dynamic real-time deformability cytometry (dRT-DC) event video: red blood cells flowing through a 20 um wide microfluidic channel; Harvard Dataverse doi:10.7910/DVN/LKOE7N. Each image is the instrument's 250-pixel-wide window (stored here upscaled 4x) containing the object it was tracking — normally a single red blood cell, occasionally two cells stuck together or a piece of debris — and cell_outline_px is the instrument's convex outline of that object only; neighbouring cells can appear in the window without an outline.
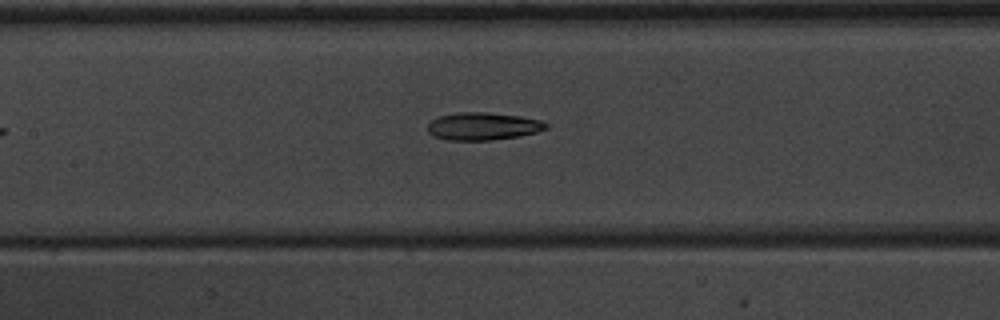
{"species": "common noctule bat (a hibernating species)", "species_latin": "Nyctalus noctula", "temperature_condition": "warm", "stored_images_in_passage": 7, "camera_frame_rate_fps": 3000, "um_per_image_px": 0.085, "animal": {"sex": "male", "body_mass_g": 20.1, "forearm_length_mm": 53.5}, "frame": {"image": 1, "passage_image": 7, "time_ms": 7.333, "image_size_px": [1000, 320], "cell_outline_px": [[548, 128], [536, 132], [520, 136], [492, 140], [448, 140], [432, 136], [428, 132], [428, 124], [432, 120], [440, 116], [456, 112], [488, 112], [520, 116], [540, 120], [548, 124]], "centroid_in_image_um": [41.05, 10.73], "position_along_channel_um": 166.4, "area_um2": 19.13}}